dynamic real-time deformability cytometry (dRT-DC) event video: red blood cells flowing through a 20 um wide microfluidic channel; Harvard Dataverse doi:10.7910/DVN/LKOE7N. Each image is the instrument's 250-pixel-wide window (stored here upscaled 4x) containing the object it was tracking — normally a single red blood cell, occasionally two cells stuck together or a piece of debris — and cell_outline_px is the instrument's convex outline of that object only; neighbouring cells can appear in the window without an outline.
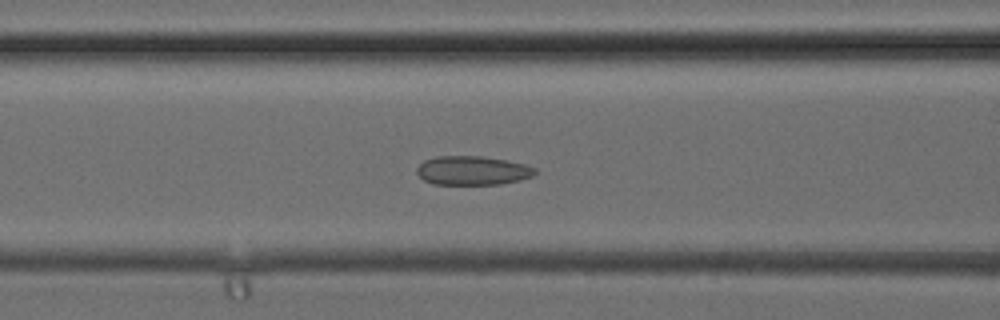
{"species": "common noctule bat (a hibernating species)", "species_latin": "Nyctalus noctula", "temperature_condition": "cold", "stored_images_in_passage": 28, "camera_frame_rate_fps": 3000, "um_per_image_px": 0.085, "animal": {"sex": "female", "body_mass_g": 24.6, "forearm_length_mm": 56.2}, "frame": {"image": 1, "passage_image": 6, "time_ms": 1.667, "image_size_px": [1000, 320], "cell_outline_px": [[536, 172], [532, 176], [520, 180], [500, 184], [432, 184], [424, 180], [416, 172], [416, 168], [424, 160], [436, 156], [480, 156], [508, 160], [524, 164], [536, 168]], "centroid_in_image_um": [40.15, 14.49], "position_along_channel_um": 126.4, "area_um2": 20.0}}
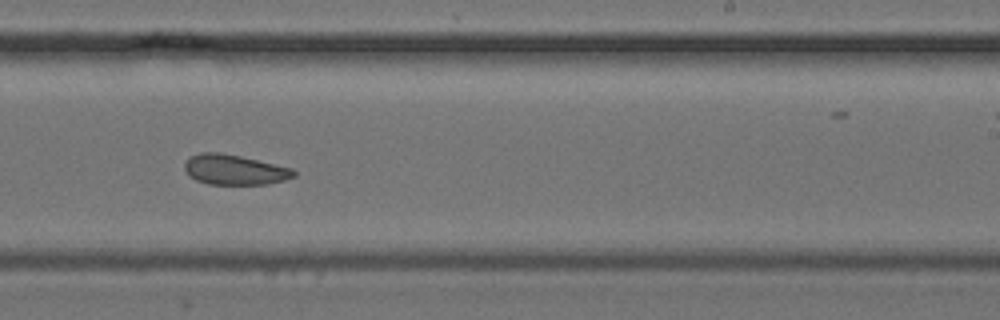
{"frame": {"image": 2, "passage_image": 14, "time_ms": 4.333, "image_size_px": [1000, 320], "cell_outline_px": [[296, 176], [284, 180], [268, 184], [208, 184], [196, 180], [188, 176], [184, 168], [184, 164], [188, 156], [200, 152], [220, 152], [240, 156], [292, 168], [296, 172]], "centroid_in_image_um": [19.89, 14.42], "position_along_channel_um": 269.1, "area_um2": 19.31}}
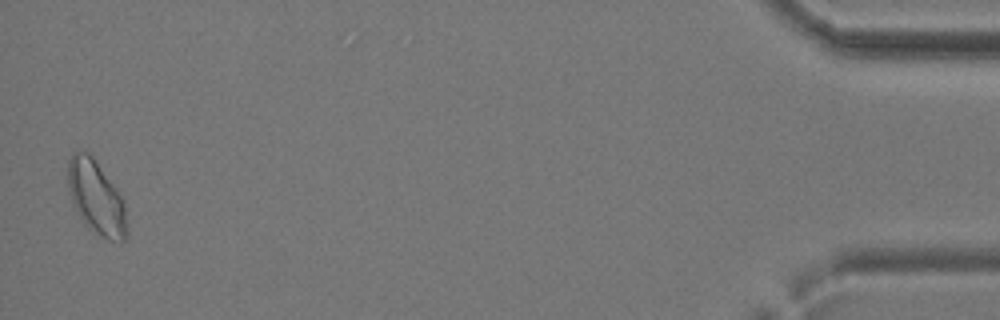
{"frame": {"image": 3, "passage_image": 28, "time_ms": 9.0, "image_size_px": [1000, 320], "cell_outline_px": [[128, 236], [120, 244], [108, 240], [100, 236], [88, 228], [84, 224], [68, 192], [68, 160], [76, 152], [88, 152], [92, 156], [116, 188], [124, 200], [128, 228]], "centroid_in_image_um": [8.22, 16.87], "position_along_channel_um": 427.0, "area_um2": 25.43}}